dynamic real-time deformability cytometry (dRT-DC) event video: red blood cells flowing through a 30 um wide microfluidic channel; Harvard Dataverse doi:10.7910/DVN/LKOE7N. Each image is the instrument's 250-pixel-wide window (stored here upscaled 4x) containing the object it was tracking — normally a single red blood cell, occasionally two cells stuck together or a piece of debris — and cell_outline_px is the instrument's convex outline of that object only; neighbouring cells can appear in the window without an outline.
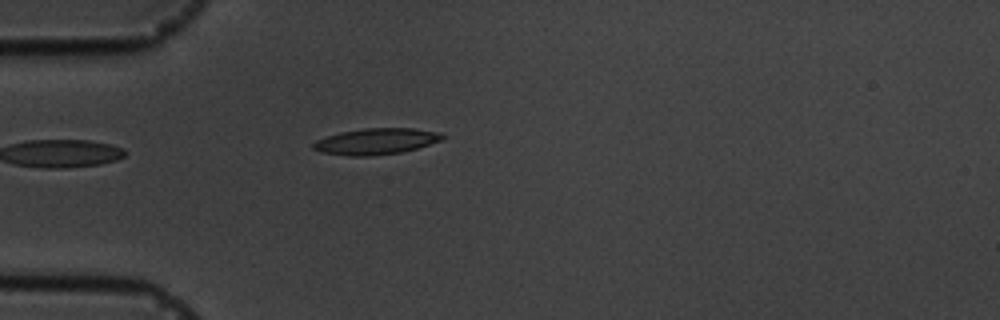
{"species": "common noctule bat (a hibernating species)", "species_latin": "Nyctalus noctula", "temperature_condition": "cold", "stored_images_in_passage": 4, "camera_frame_rate_fps": 3000, "um_per_image_px": 0.085, "animal": {"sex": "male", "body_mass_g": 19.5, "forearm_length_mm": 54.6}, "frame": {"image": 1, "passage_image": 4, "time_ms": 4.0, "image_size_px": [1000, 320], "cell_outline_px": [[444, 136], [440, 140], [416, 148], [400, 152], [368, 156], [348, 156], [320, 152], [312, 148], [312, 144], [316, 140], [340, 132], [364, 128], [412, 128], [440, 132]], "centroid_in_image_um": [31.91, 12.01], "position_along_channel_um": 53.1, "area_um2": 19.48}}